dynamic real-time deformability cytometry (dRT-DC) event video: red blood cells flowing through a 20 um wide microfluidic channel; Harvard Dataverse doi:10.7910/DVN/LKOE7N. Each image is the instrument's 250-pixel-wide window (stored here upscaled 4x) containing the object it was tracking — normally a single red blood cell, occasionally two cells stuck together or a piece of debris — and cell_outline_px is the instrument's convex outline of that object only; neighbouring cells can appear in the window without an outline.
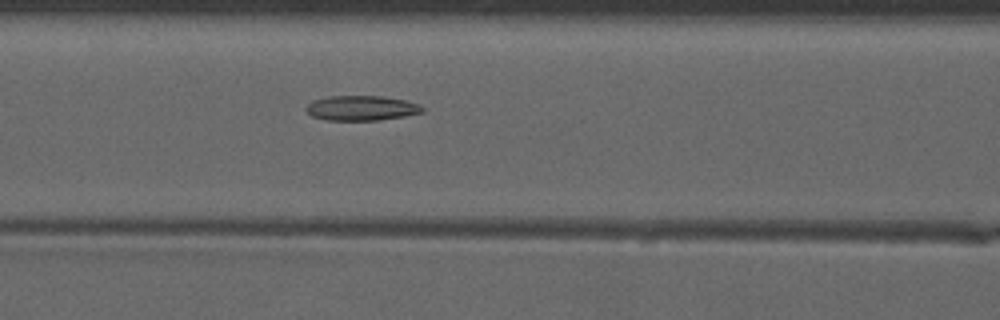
{"species": "common noctule bat (a hibernating species)", "species_latin": "Nyctalus noctula", "temperature_condition": "warm", "stored_images_in_passage": 36, "camera_frame_rate_fps": 3000, "um_per_image_px": 0.085, "animal": {"sex": "male", "forearm_length_mm": 52.5}, "frame": {"image": 1, "passage_image": 8, "time_ms": 2.333, "image_size_px": [1000, 320], "cell_outline_px": [[424, 112], [404, 116], [380, 120], [324, 120], [312, 116], [304, 108], [312, 100], [328, 96], [384, 96], [408, 100], [424, 108]], "centroid_in_image_um": [30.71, 9.18], "position_along_channel_um": 135.9, "area_um2": 16.99}}
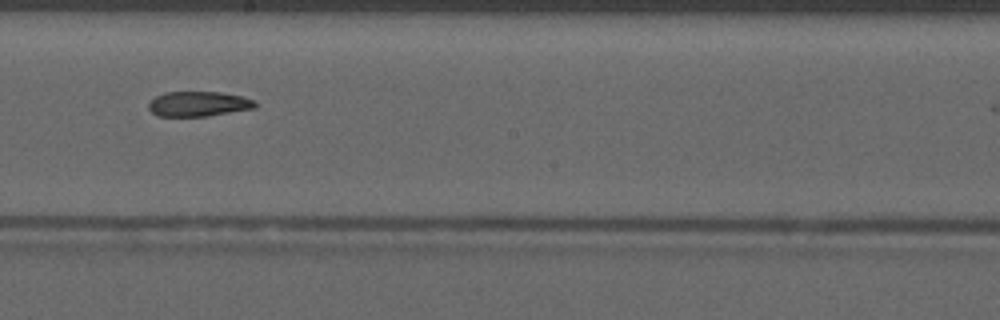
{"frame": {"image": 2, "passage_image": 15, "time_ms": 4.667, "image_size_px": [1000, 320], "cell_outline_px": [[256, 108], [208, 116], [156, 116], [148, 108], [148, 104], [156, 96], [164, 92], [220, 92], [240, 96], [256, 100]], "centroid_in_image_um": [16.87, 8.83], "position_along_channel_um": 231.3, "area_um2": 15.55}}
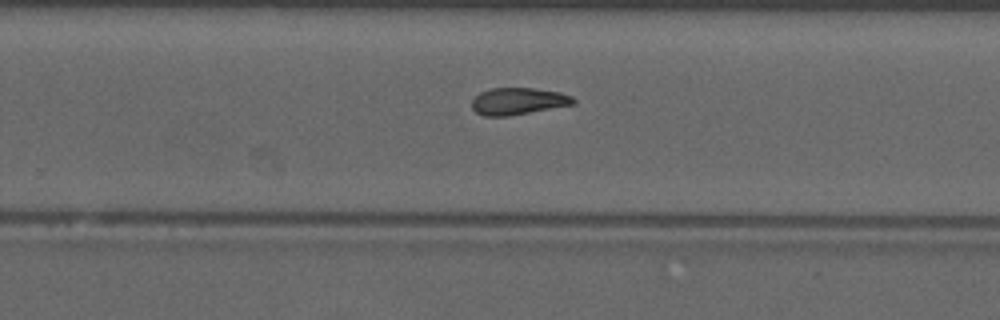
{"frame": {"image": 3, "passage_image": 19, "time_ms": 6.0, "image_size_px": [1000, 320], "cell_outline_px": [[576, 104], [508, 116], [484, 116], [476, 112], [472, 108], [472, 100], [480, 92], [488, 88], [536, 88], [560, 92], [572, 96], [576, 100]], "centroid_in_image_um": [44.06, 8.59], "position_along_channel_um": 285.7, "area_um2": 16.07}, "authors_computed_cell_mechanics": {"area_um2": 16.4441, "velocity_mm_per_s": 4.1077, "shape_relaxation_time_tau1_ms": null, "shape_relaxation_time_tau2_ms": 4.8369, "deformation_change_tau1": null, "deformation_change_tau2": 0.1258}}